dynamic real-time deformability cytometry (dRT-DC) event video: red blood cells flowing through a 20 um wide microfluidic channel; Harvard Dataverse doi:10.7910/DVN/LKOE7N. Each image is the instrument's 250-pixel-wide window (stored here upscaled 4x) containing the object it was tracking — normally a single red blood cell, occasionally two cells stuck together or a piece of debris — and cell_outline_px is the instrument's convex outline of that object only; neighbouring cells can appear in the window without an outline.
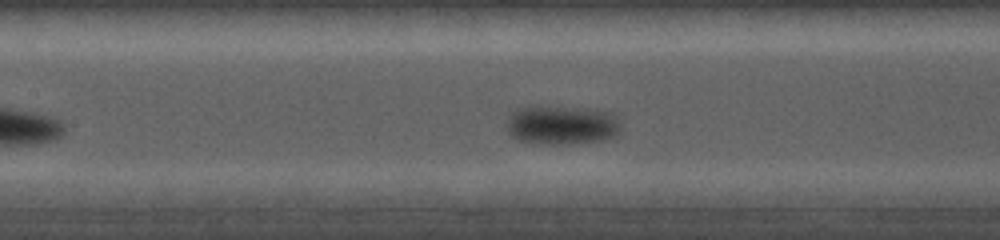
{"species": "common noctule bat (a hibernating species)", "species_latin": "Nyctalus noctula", "temperature_condition": "cold", "stored_images_in_passage": 35, "camera_frame_rate_fps": 5000, "um_per_image_px": 0.085, "animal": {"sex": "female", "body_mass_g": 19.0, "forearm_length_mm": 56.7}, "frame": {"image": 1, "passage_image": 11, "time_ms": 4.4, "image_size_px": [1000, 240], "cell_outline_px": [[620, 132], [616, 136], [604, 140], [572, 144], [544, 144], [520, 140], [512, 136], [508, 128], [508, 116], [516, 108], [596, 108], [612, 112], [620, 116]], "centroid_in_image_um": [47.87, 10.64], "position_along_channel_um": 159.5, "area_um2": 26.01}}